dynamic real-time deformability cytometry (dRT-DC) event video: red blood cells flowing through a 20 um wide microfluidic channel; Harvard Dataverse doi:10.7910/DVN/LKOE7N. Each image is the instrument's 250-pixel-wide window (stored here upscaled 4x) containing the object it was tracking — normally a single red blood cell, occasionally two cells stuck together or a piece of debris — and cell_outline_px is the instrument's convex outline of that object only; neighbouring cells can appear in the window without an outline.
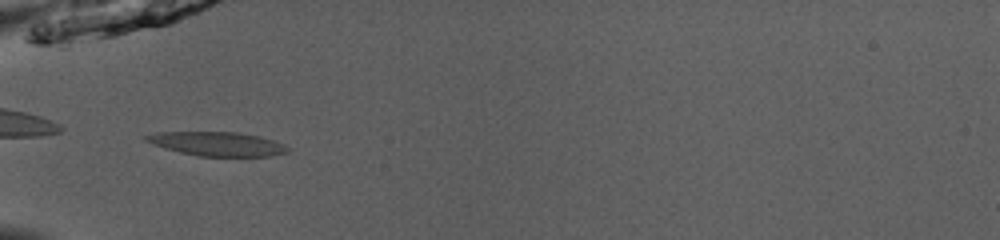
{"species": "common noctule bat (a hibernating species)", "species_latin": "Nyctalus noctula", "temperature_condition": "room temperature", "stored_images_in_passage": 32, "camera_frame_rate_fps": 3000, "um_per_image_px": 0.085, "animal": {"sex": "male", "body_mass_g": 13.0, "forearm_length_mm": 53.1}, "frame": {"image": 1, "passage_image": 3, "time_ms": 0.667, "image_size_px": [1000, 240], "cell_outline_px": [[288, 152], [272, 156], [200, 156], [180, 152], [164, 148], [152, 144], [144, 140], [144, 136], [156, 132], [240, 132], [260, 136], [284, 144], [288, 148]], "centroid_in_image_um": [18.46, 12.22], "position_along_channel_um": 66.5, "area_um2": 19.83}}
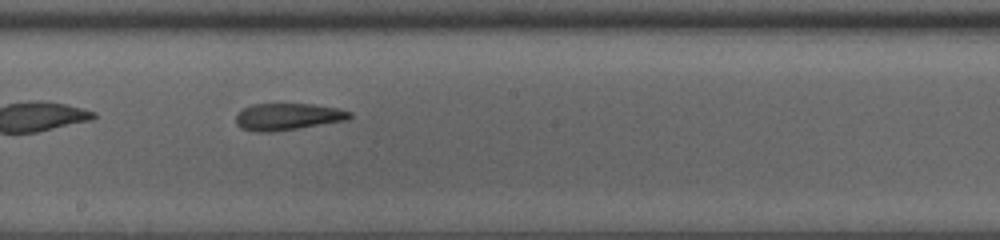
{"frame": {"image": 2, "passage_image": 15, "time_ms": 4.667, "image_size_px": [1000, 240], "cell_outline_px": [[352, 116], [348, 120], [272, 132], [256, 132], [240, 128], [236, 124], [236, 116], [244, 108], [252, 104], [312, 104], [340, 108], [352, 112]], "centroid_in_image_um": [24.48, 9.92], "position_along_channel_um": 223.7, "area_um2": 17.86}}
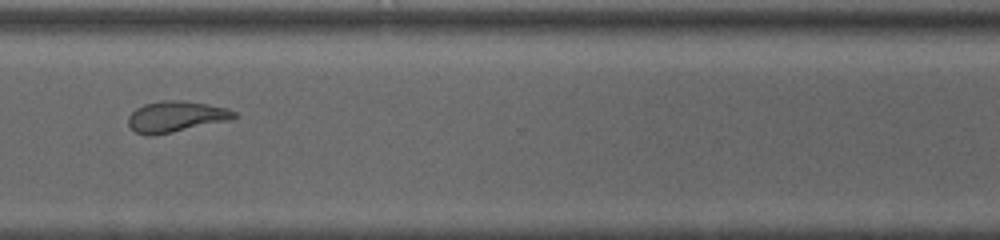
{"frame": {"image": 3, "passage_image": 25, "time_ms": 8.0, "image_size_px": [1000, 240], "cell_outline_px": [[240, 116], [232, 120], [152, 136], [148, 136], [136, 132], [128, 124], [128, 116], [136, 108], [144, 104], [164, 100], [176, 100], [208, 104], [228, 108], [236, 112]], "centroid_in_image_um": [14.99, 9.91], "position_along_channel_um": 355.6, "area_um2": 19.19}, "authors_computed_cell_mechanics": {"area_um2": 18.2648, "velocity_mm_per_s": 3.972, "shape_relaxation_time_tau1_ms": null, "shape_relaxation_time_tau2_ms": 2.3555, "deformation_change_tau1": null, "deformation_change_tau2": 0.1078}}